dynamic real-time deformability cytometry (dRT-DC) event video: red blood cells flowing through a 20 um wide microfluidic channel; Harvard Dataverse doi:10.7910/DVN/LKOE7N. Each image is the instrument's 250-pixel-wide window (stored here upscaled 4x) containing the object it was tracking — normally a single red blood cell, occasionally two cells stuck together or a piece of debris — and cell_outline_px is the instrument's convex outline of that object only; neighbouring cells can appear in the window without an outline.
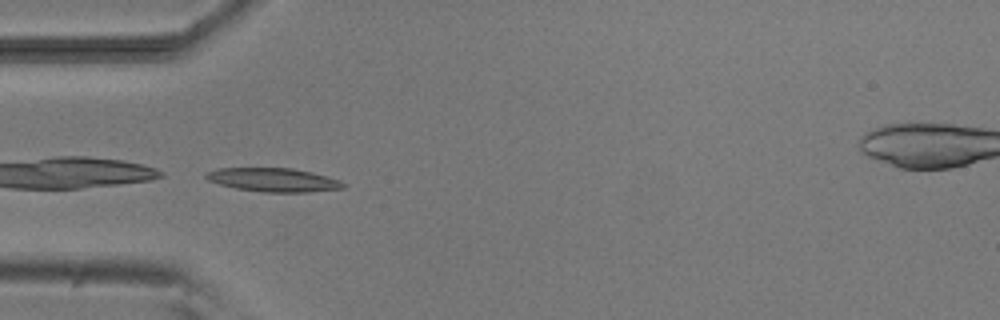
{"species": "common noctule bat (a hibernating species)", "species_latin": "Nyctalus noctula", "temperature_condition": "room temperature", "stored_images_in_passage": 6, "camera_frame_rate_fps": 3000, "um_per_image_px": 0.085, "animal": {"sex": "male", "body_mass_g": 20.5, "forearm_length_mm": 52.5}, "frame": {"image": 1, "passage_image": 5, "time_ms": 4.667, "image_size_px": [1000, 320], "cell_outline_px": [[348, 184], [344, 188], [308, 192], [260, 192], [236, 188], [220, 184], [208, 180], [204, 176], [208, 172], [220, 168], [292, 168], [312, 172], [340, 180]], "centroid_in_image_um": [23.28, 15.29], "position_along_channel_um": 61.7, "area_um2": 18.9}}
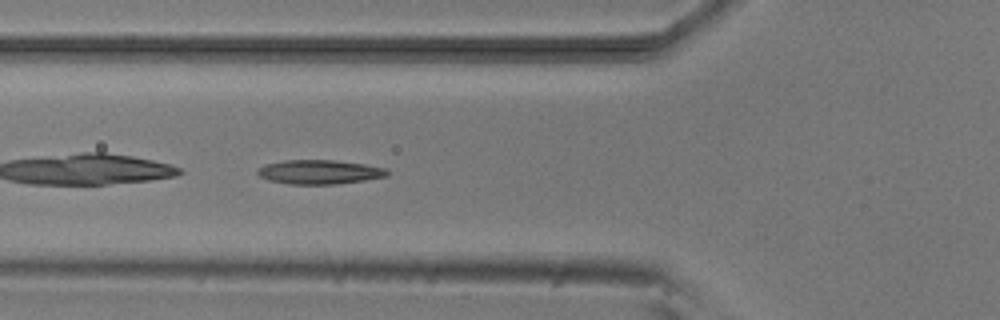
{"frame": {"image": 2, "passage_image": 6, "time_ms": 5.667, "image_size_px": [1000, 320], "cell_outline_px": [[388, 176], [364, 180], [336, 184], [288, 184], [268, 180], [260, 176], [256, 172], [264, 164], [284, 160], [332, 160], [364, 164], [388, 168]], "centroid_in_image_um": [27.15, 14.62], "position_along_channel_um": 98.6, "area_um2": 18.26}}